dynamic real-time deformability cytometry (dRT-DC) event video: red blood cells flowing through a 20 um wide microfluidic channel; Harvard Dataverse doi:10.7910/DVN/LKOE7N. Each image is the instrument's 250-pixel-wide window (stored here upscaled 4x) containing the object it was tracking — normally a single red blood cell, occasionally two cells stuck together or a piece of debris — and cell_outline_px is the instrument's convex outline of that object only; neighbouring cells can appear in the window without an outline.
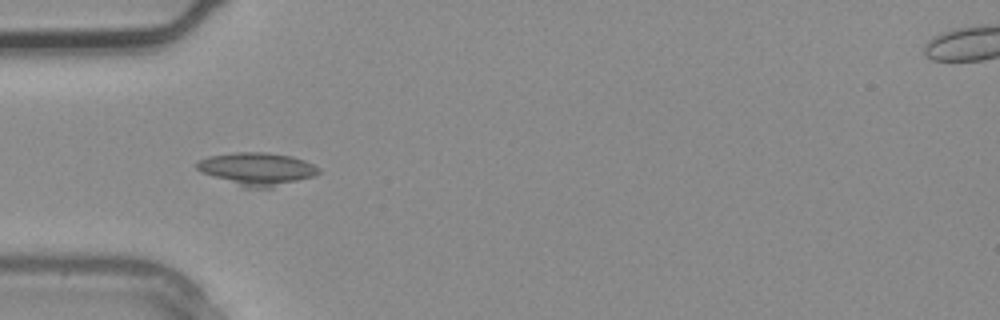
{"species": "common noctule bat (a hibernating species)", "species_latin": "Nyctalus noctula", "temperature_condition": "warm", "stored_images_in_passage": 2, "camera_frame_rate_fps": 3000, "um_per_image_px": 0.085, "animal": {"sex": "male", "body_mass_g": 20.4}, "frame": {"image": 1, "passage_image": 2, "time_ms": 0.333, "image_size_px": [1000, 320], "cell_outline_px": [[320, 172], [312, 176], [272, 188], [244, 188], [200, 172], [196, 168], [196, 160], [208, 156], [232, 152], [264, 152], [292, 156], [304, 160], [320, 168]], "centroid_in_image_um": [21.79, 14.36], "position_along_channel_um": 63.2, "area_um2": 23.47}}